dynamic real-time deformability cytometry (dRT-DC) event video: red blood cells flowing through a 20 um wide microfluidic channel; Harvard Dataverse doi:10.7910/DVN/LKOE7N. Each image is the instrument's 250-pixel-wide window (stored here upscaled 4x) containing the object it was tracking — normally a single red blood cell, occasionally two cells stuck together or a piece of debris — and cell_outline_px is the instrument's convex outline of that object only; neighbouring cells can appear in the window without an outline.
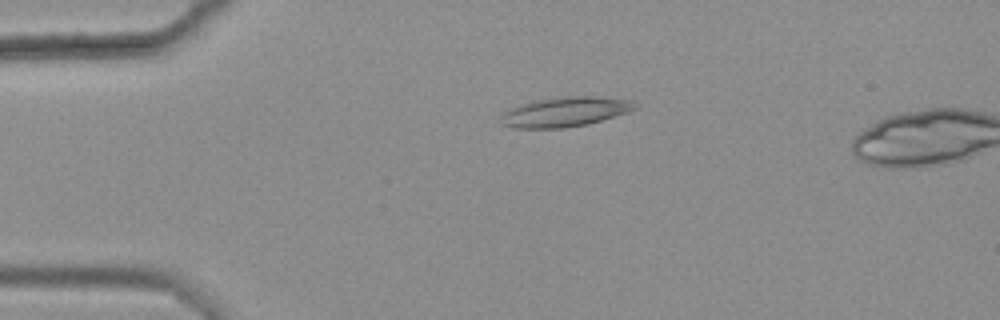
{"species": "common noctule bat (a hibernating species)", "species_latin": "Nyctalus noctula", "temperature_condition": "warm", "stored_images_in_passage": 5, "camera_frame_rate_fps": 3000, "um_per_image_px": 0.085, "animal": {"sex": "female", "body_mass_g": 25.1}, "frame": {"image": 1, "passage_image": 3, "time_ms": 0.667, "image_size_px": [1000, 320], "cell_outline_px": [[640, 108], [628, 112], [588, 124], [564, 128], [512, 128], [500, 124], [500, 112], [508, 108], [532, 100], [568, 96], [596, 96], [632, 100]], "centroid_in_image_um": [47.98, 9.5], "position_along_channel_um": 37.0, "area_um2": 23.7}}